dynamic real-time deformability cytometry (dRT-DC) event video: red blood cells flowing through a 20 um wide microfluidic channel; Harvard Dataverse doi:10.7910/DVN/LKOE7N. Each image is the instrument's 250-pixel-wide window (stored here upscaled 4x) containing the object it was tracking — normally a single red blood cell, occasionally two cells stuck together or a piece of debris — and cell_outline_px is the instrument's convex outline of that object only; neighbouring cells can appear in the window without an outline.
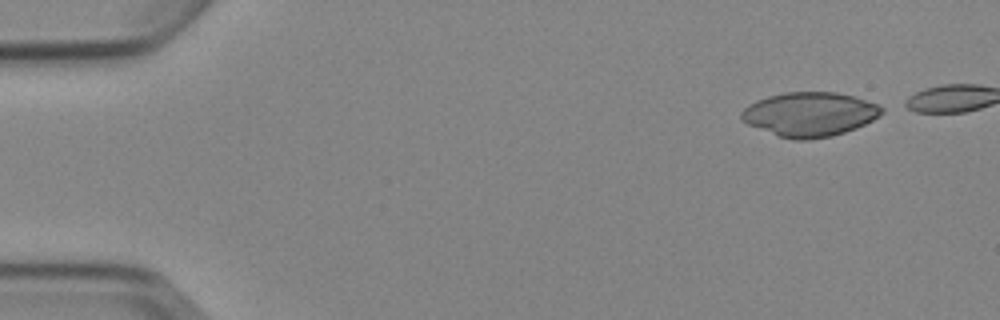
{"species": "Egyptian fruit bat (a non-hibernating species)", "species_latin": "Rousettus aegyptiacus", "temperature_condition": "cold", "stored_images_in_passage": 5, "segment_of_instrument_passage": [1, 2], "camera_frame_rate_fps": 3000, "um_per_image_px": 0.085, "animal": {"sex": "female"}, "frame": {"image": 1, "passage_image": 1, "time_ms": 0.0, "image_size_px": [1000, 320], "cell_outline_px": [[884, 112], [872, 120], [856, 128], [832, 136], [808, 140], [792, 140], [780, 136], [748, 124], [740, 116], [740, 112], [748, 104], [756, 100], [768, 96], [784, 92], [836, 92], [852, 96], [876, 104], [884, 108]], "centroid_in_image_um": [68.81, 9.71], "position_along_channel_um": 16.2, "area_um2": 35.95}}